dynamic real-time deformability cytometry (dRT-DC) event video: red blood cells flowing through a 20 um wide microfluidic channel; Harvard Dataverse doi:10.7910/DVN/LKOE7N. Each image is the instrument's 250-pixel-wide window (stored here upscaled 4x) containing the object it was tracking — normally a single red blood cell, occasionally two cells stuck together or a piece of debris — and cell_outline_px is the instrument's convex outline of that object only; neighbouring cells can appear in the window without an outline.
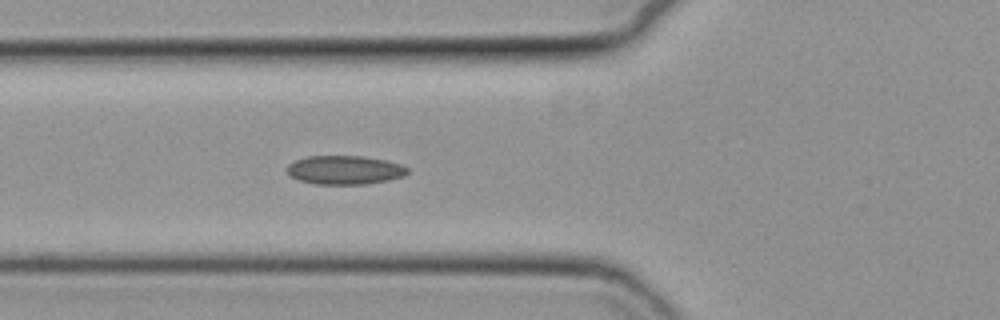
{"species": "common noctule bat (a hibernating species)", "species_latin": "Nyctalus noctula", "temperature_condition": "cold", "stored_images_in_passage": 5, "camera_frame_rate_fps": 3000, "um_per_image_px": 0.085, "animal": {"sex": "female", "body_mass_g": 19.3, "forearm_length_mm": 54.1}, "frame": {"image": 1, "passage_image": 2, "time_ms": 0.333, "image_size_px": [1000, 320], "cell_outline_px": [[412, 172], [404, 176], [388, 180], [368, 184], [312, 184], [288, 176], [284, 168], [288, 164], [296, 160], [308, 156], [364, 156], [384, 160], [400, 164], [408, 168]], "centroid_in_image_um": [29.28, 14.45], "position_along_channel_um": 96.5, "area_um2": 20.52}}